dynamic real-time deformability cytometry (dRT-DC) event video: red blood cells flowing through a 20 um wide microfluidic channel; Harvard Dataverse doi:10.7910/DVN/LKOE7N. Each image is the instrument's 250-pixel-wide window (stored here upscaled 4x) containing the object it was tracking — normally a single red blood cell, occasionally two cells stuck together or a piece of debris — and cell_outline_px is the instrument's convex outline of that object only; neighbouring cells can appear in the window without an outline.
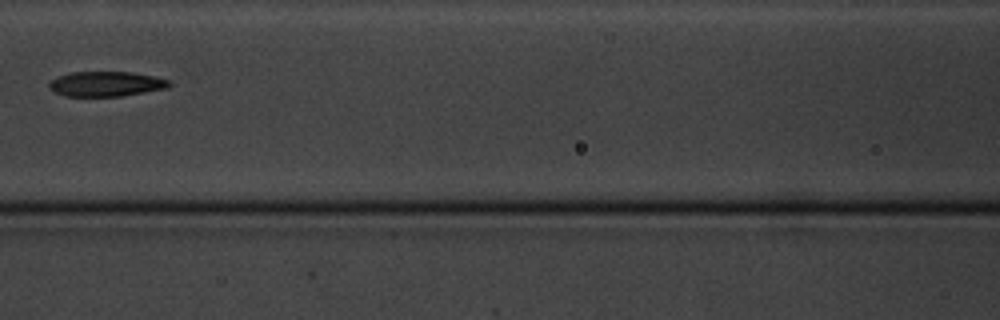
{"species": "common noctule bat (a hibernating species)", "species_latin": "Nyctalus noctula", "temperature_condition": "cold", "stored_images_in_passage": 7, "camera_frame_rate_fps": 3000, "um_per_image_px": 0.085, "animal": {"sex": "male", "body_mass_g": 20.1, "forearm_length_mm": 53.5}, "frame": {"image": 1, "passage_image": 7, "time_ms": 8.667, "image_size_px": [1000, 320], "cell_outline_px": [[172, 84], [168, 88], [120, 96], [64, 96], [52, 92], [48, 88], [48, 84], [56, 76], [72, 72], [132, 72], [156, 76], [172, 80]], "centroid_in_image_um": [9.02, 7.13], "position_along_channel_um": 157.6, "area_um2": 17.74}}